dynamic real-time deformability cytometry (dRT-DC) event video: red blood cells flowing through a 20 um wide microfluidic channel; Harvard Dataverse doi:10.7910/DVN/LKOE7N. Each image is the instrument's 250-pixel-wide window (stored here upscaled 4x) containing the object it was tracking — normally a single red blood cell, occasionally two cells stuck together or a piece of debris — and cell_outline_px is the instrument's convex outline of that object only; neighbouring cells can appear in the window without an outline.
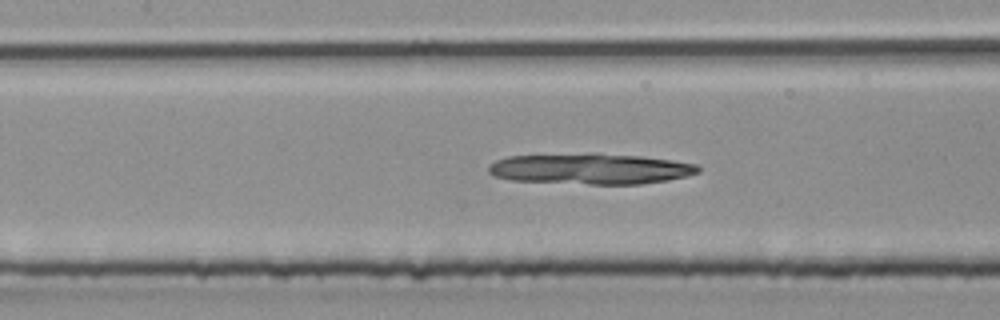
{"species": "common noctule bat (a hibernating species)", "species_latin": "Nyctalus noctula", "temperature_condition": "room temperature", "stored_images_in_passage": 48, "camera_frame_rate_fps": 3000, "um_per_image_px": 0.085, "animal": {"sex": "male", "body_mass_g": 20.4}, "frame": {"image": 1, "passage_image": 22, "time_ms": 7.0, "image_size_px": [1000, 320], "cell_outline_px": [[700, 172], [688, 176], [668, 180], [644, 184], [588, 184], [512, 180], [496, 176], [488, 172], [488, 164], [496, 160], [508, 156], [588, 152], [596, 152], [640, 156], [672, 160], [696, 164], [700, 168]], "centroid_in_image_um": [50.2, 14.33], "position_along_channel_um": 157.2, "area_um2": 38.15}}
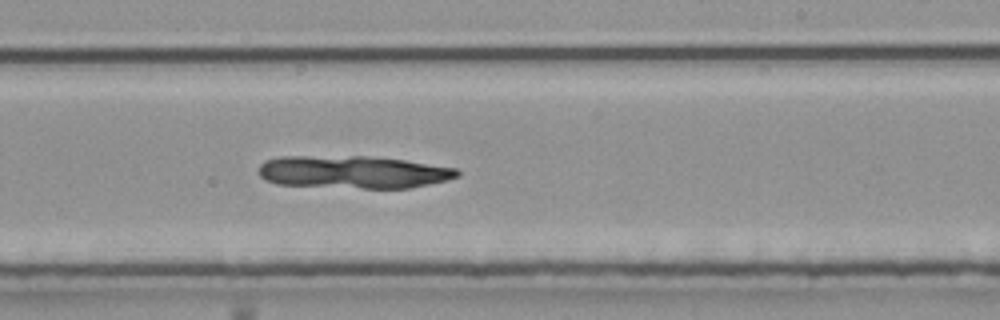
{"frame": {"image": 2, "passage_image": 29, "time_ms": 9.333, "image_size_px": [1000, 320], "cell_outline_px": [[460, 176], [412, 188], [364, 188], [276, 184], [264, 180], [260, 176], [260, 164], [264, 160], [280, 156], [364, 156], [404, 160], [456, 168], [460, 172]], "centroid_in_image_um": [29.99, 14.62], "position_along_channel_um": 259.0, "area_um2": 37.69}}
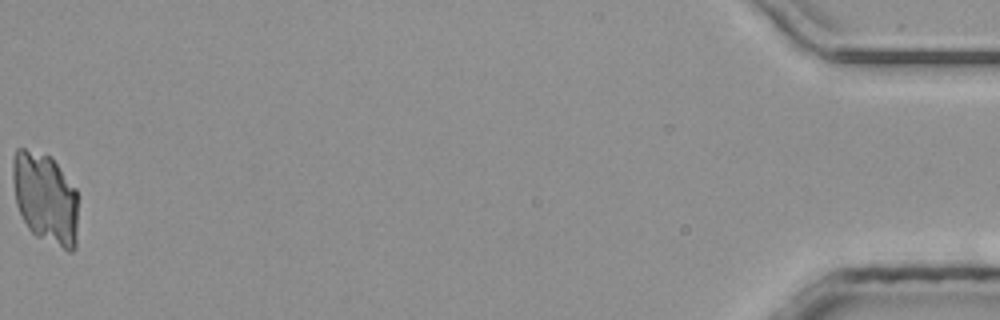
{"frame": {"image": 3, "passage_image": 48, "time_ms": 15.667, "image_size_px": [1000, 320], "cell_outline_px": [[76, 248], [72, 252], [68, 252], [36, 236], [28, 228], [16, 204], [12, 180], [12, 160], [16, 148], [24, 148], [48, 156], [56, 164], [76, 188]], "centroid_in_image_um": [3.83, 16.87], "position_along_channel_um": 431.4, "area_um2": 34.56}}